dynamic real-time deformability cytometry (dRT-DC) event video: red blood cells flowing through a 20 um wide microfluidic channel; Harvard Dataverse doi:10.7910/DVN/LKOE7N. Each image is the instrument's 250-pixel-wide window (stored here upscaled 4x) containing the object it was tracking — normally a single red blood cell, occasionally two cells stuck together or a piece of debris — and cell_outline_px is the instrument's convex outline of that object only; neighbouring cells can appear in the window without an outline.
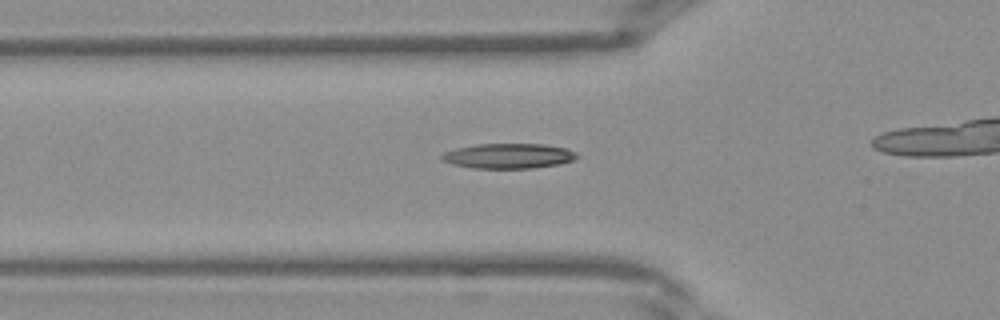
{"species": "Egyptian fruit bat (a non-hibernating species)", "species_latin": "Rousettus aegyptiacus", "temperature_condition": "warm", "stored_images_in_passage": 30, "camera_frame_rate_fps": 3000, "um_per_image_px": 0.085, "frame": {"image": 1, "passage_image": 11, "time_ms": 3.333, "image_size_px": [1000, 320], "cell_outline_px": [[580, 156], [572, 160], [560, 164], [532, 168], [472, 168], [452, 164], [444, 160], [440, 156], [444, 152], [456, 148], [476, 144], [544, 144], [564, 148], [576, 152]], "centroid_in_image_um": [43.23, 13.25], "position_along_channel_um": 82.6, "area_um2": 19.65}}
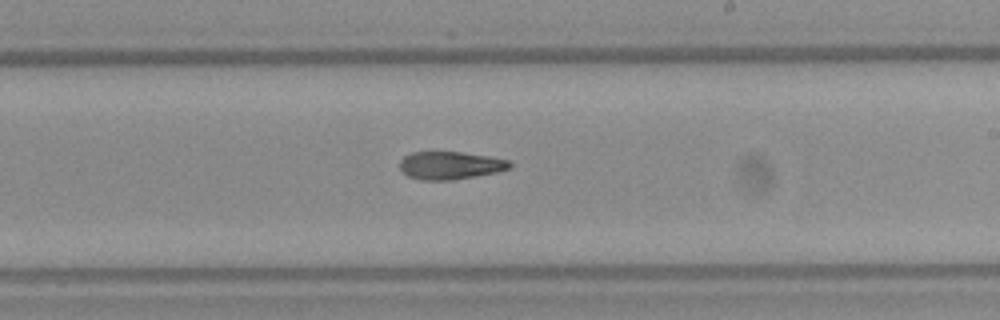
{"frame": {"image": 2, "passage_image": 21, "time_ms": 6.667, "image_size_px": [1000, 320], "cell_outline_px": [[512, 168], [496, 172], [476, 176], [452, 180], [420, 180], [408, 176], [400, 168], [400, 160], [404, 156], [412, 152], [460, 152], [488, 156], [508, 160], [512, 164]], "centroid_in_image_um": [38.27, 14.06], "position_along_channel_um": 250.7, "area_um2": 17.8}}
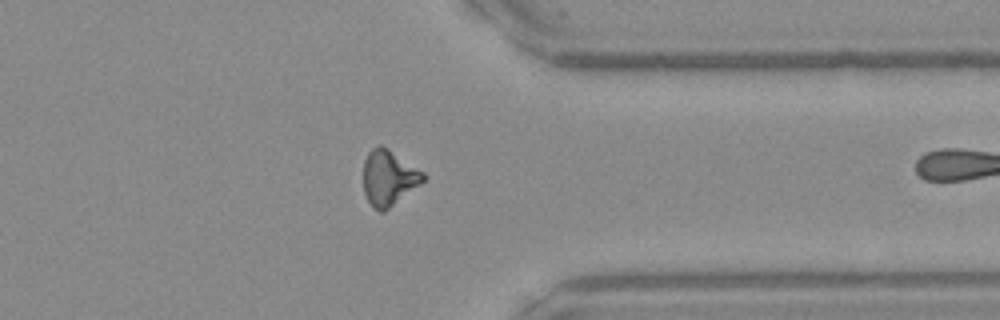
{"frame": {"image": 3, "passage_image": 29, "time_ms": 9.333, "image_size_px": [1000, 320], "cell_outline_px": [[424, 180], [420, 184], [384, 212], [380, 212], [372, 208], [364, 192], [364, 160], [368, 152], [372, 148], [380, 144], [388, 148], [424, 172]], "centroid_in_image_um": [33.02, 15.11], "position_along_channel_um": 378.4, "area_um2": 19.25}}